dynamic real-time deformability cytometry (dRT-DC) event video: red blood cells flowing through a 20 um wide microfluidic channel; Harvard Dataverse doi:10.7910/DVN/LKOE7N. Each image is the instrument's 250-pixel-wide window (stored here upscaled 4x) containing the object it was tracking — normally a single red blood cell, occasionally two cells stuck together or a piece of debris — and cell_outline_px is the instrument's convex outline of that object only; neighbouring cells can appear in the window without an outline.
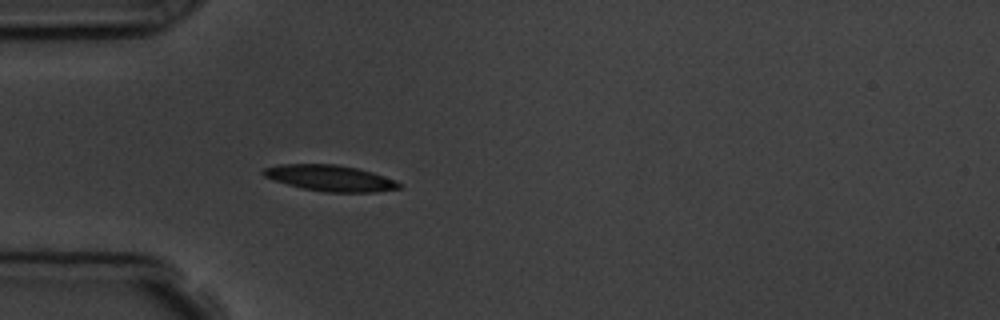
{"species": "common noctule bat (a hibernating species)", "species_latin": "Nyctalus noctula", "temperature_condition": "room temperature", "stored_images_in_passage": 4, "camera_frame_rate_fps": 3000, "um_per_image_px": 0.085, "animal": {"sex": "male", "body_mass_g": 19.5, "forearm_length_mm": 54.6}, "frame": {"image": 1, "passage_image": 4, "time_ms": 3.667, "image_size_px": [1000, 320], "cell_outline_px": [[404, 188], [376, 192], [324, 192], [304, 188], [288, 184], [264, 176], [260, 172], [264, 168], [280, 164], [336, 164], [356, 168], [372, 172], [396, 180], [404, 184]], "centroid_in_image_um": [28.13, 15.14], "position_along_channel_um": 56.9, "area_um2": 20.63}}